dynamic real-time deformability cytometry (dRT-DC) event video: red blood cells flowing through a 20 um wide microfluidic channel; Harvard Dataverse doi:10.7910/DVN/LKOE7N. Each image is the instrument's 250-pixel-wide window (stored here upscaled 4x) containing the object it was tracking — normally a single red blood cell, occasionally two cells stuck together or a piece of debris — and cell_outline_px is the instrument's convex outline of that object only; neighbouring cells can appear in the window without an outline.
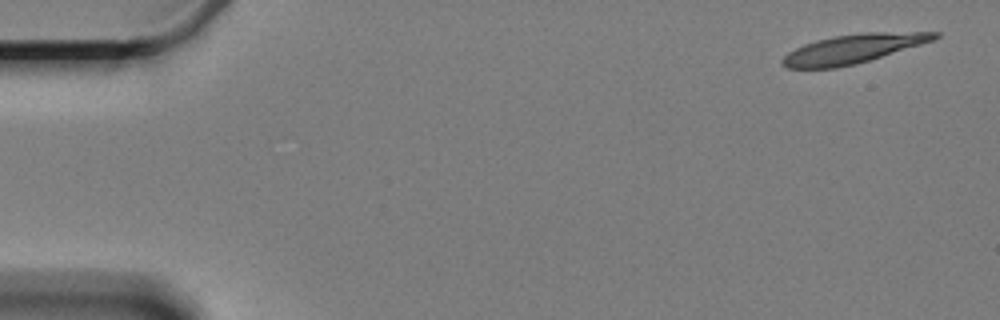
{"species": "Egyptian fruit bat (a non-hibernating species)", "species_latin": "Rousettus aegyptiacus", "temperature_condition": "cold", "stored_images_in_passage": 4, "camera_frame_rate_fps": 3000, "um_per_image_px": 0.085, "animal": {"sex": "female"}, "frame": {"image": 1, "passage_image": 1, "time_ms": 0.0, "image_size_px": [1000, 320], "cell_outline_px": [[940, 36], [932, 40], [920, 44], [868, 60], [836, 68], [788, 68], [780, 64], [780, 60], [788, 52], [804, 44], [816, 40], [832, 36], [860, 32], [940, 32]], "centroid_in_image_um": [72.44, 4.14], "position_along_channel_um": 12.6, "area_um2": 25.37}}
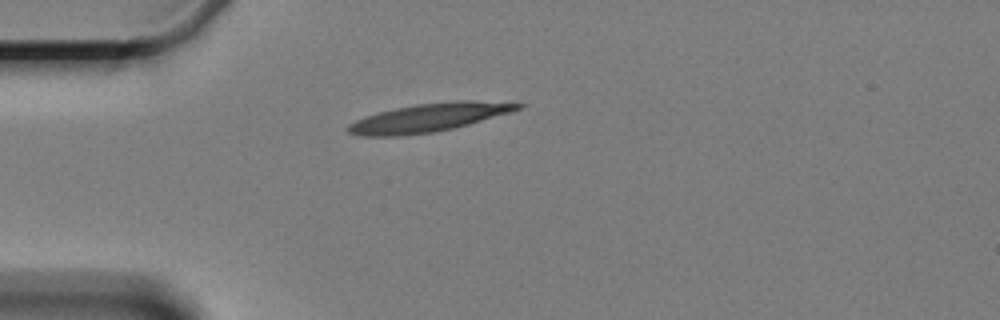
{"frame": {"image": 2, "passage_image": 4, "time_ms": 4.333, "image_size_px": [1000, 320], "cell_outline_px": [[528, 104], [512, 112], [468, 124], [436, 132], [400, 136], [360, 136], [348, 132], [344, 128], [348, 124], [356, 120], [376, 112], [416, 104], [456, 100], [516, 100]], "centroid_in_image_um": [36.57, 9.96], "position_along_channel_um": 48.4, "area_um2": 28.78}}